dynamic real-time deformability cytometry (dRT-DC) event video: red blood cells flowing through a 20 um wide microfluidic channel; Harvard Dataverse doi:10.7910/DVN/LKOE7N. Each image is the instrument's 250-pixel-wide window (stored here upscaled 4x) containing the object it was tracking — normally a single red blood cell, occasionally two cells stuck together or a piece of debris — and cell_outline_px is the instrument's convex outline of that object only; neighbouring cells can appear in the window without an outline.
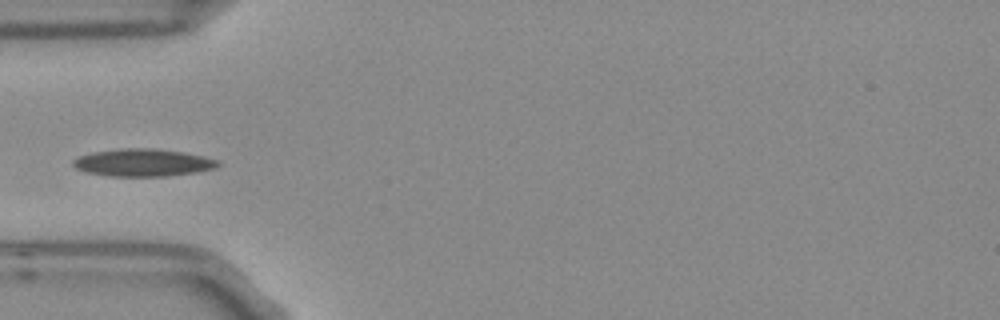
{"species": "Egyptian fruit bat (a non-hibernating species)", "species_latin": "Rousettus aegyptiacus", "temperature_condition": "room temperature", "stored_images_in_passage": 8, "camera_frame_rate_fps": 3000, "um_per_image_px": 0.085, "frame": {"image": 1, "passage_image": 4, "time_ms": 1.0, "image_size_px": [1000, 320], "cell_outline_px": [[220, 164], [216, 168], [196, 172], [168, 176], [108, 176], [88, 172], [76, 168], [72, 164], [72, 160], [80, 156], [96, 152], [128, 148], [144, 148], [180, 152], [204, 156], [216, 160]], "centroid_in_image_um": [12.16, 13.84], "position_along_channel_um": 72.8, "area_um2": 22.72}}
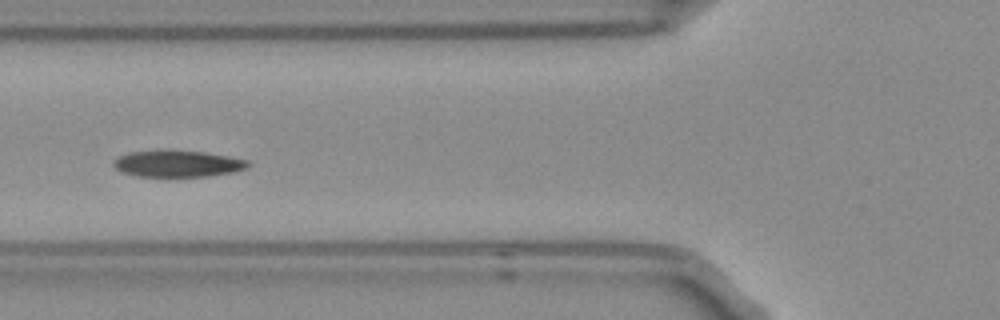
{"frame": {"image": 2, "passage_image": 5, "time_ms": 1.333, "image_size_px": [1000, 320], "cell_outline_px": [[252, 164], [248, 168], [232, 172], [208, 176], [136, 176], [120, 172], [112, 164], [112, 160], [128, 152], [168, 148], [204, 152], [228, 156], [248, 160]], "centroid_in_image_um": [15.07, 13.88], "position_along_channel_um": 110.7, "area_um2": 21.39}}